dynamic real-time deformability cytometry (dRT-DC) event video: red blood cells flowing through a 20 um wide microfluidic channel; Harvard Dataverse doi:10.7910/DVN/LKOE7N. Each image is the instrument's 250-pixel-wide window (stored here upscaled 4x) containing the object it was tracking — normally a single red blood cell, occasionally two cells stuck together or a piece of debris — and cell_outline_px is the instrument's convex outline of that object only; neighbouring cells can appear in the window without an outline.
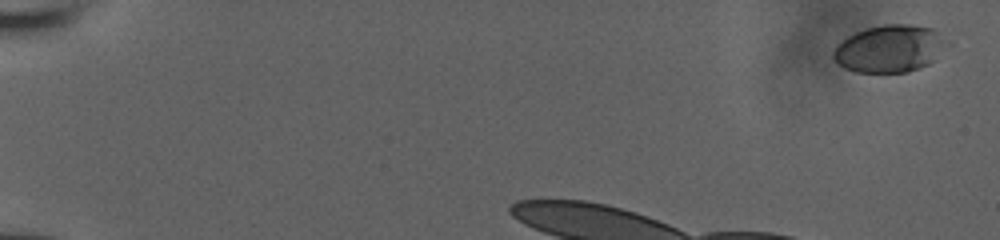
{"species": "human", "species_latin": "Homo sapiens", "temperature_condition": "room temperature", "stored_images_in_passage": 10, "camera_frame_rate_fps": 3000, "um_per_image_px": 0.085, "donor": {"sex": "male"}, "frame": {"image": 1, "passage_image": 1, "time_ms": 0.0, "image_size_px": [1000, 240], "cell_outline_px": [[952, 44], [936, 60], [920, 68], [908, 72], [856, 72], [844, 68], [832, 56], [832, 52], [848, 36], [856, 32], [868, 28], [884, 24], [908, 24], [936, 28]], "centroid_in_image_um": [75.74, 4.13], "position_along_channel_um": 9.3, "area_um2": 31.73}}
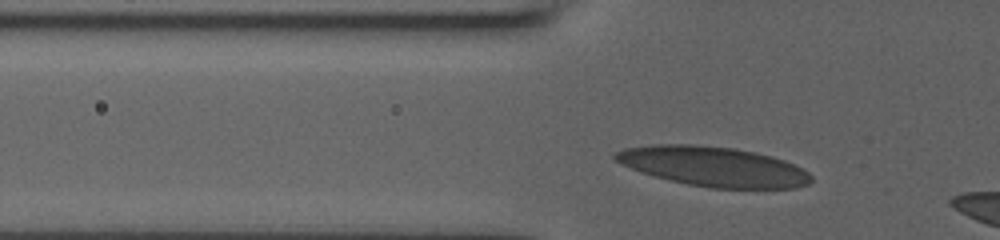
{"frame": {"image": 2, "passage_image": 6, "time_ms": 2.667, "image_size_px": [1000, 240], "cell_outline_px": [[812, 180], [808, 184], [796, 188], [712, 188], [688, 184], [652, 176], [640, 172], [616, 160], [612, 156], [612, 152], [624, 148], [652, 144], [696, 144], [732, 148], [756, 152], [772, 156], [784, 160], [808, 172], [812, 176]], "centroid_in_image_um": [60.61, 14.14], "position_along_channel_um": 65.2, "area_um2": 45.37}}
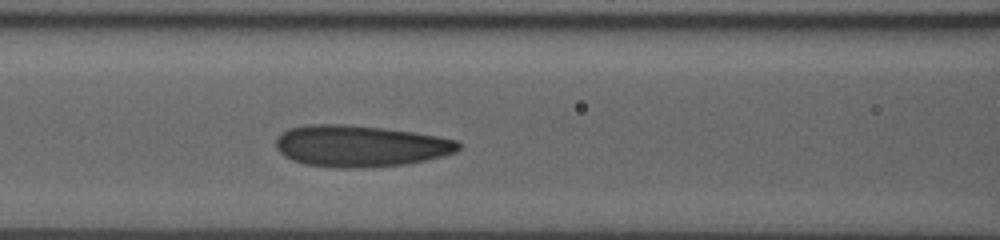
{"frame": {"image": 3, "passage_image": 10, "time_ms": 4.667, "image_size_px": [1000, 240], "cell_outline_px": [[460, 148], [456, 152], [408, 164], [364, 168], [340, 168], [304, 164], [292, 160], [284, 156], [276, 148], [276, 136], [288, 128], [308, 124], [344, 124], [384, 128], [412, 132], [436, 136], [456, 140], [460, 144]], "centroid_in_image_um": [30.57, 12.41], "position_along_channel_um": 136.0, "area_um2": 44.27}}